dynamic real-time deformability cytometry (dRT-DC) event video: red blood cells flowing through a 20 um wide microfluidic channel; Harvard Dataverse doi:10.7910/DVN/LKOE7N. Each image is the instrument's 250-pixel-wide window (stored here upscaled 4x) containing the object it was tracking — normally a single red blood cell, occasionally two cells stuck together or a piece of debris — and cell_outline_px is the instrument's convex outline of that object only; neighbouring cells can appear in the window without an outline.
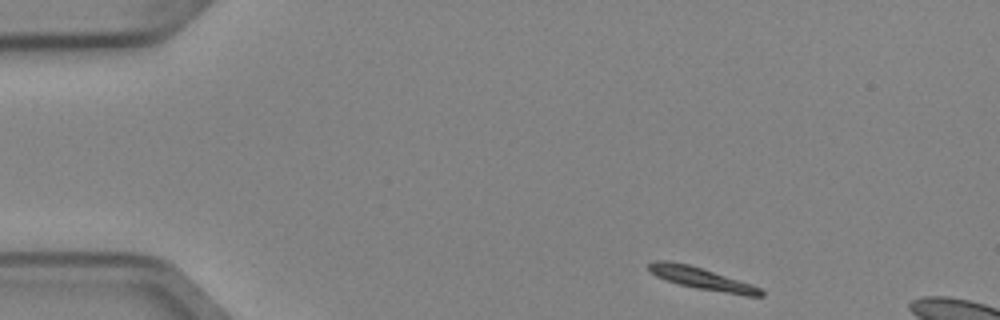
{"species": "Egyptian fruit bat (a non-hibernating species)", "species_latin": "Rousettus aegyptiacus", "temperature_condition": "cold", "stored_images_in_passage": 7, "camera_frame_rate_fps": 3000, "um_per_image_px": 0.085, "animal": {"sex": "female"}, "frame": {"image": 1, "passage_image": 1, "time_ms": 0.0, "image_size_px": [1000, 320], "cell_outline_px": [[764, 296], [744, 296], [696, 288], [680, 284], [656, 276], [648, 272], [648, 264], [652, 260], [668, 260], [688, 264], [752, 284], [760, 288], [764, 292]], "centroid_in_image_um": [59.64, 23.67], "position_along_channel_um": 25.4, "area_um2": 14.39}}